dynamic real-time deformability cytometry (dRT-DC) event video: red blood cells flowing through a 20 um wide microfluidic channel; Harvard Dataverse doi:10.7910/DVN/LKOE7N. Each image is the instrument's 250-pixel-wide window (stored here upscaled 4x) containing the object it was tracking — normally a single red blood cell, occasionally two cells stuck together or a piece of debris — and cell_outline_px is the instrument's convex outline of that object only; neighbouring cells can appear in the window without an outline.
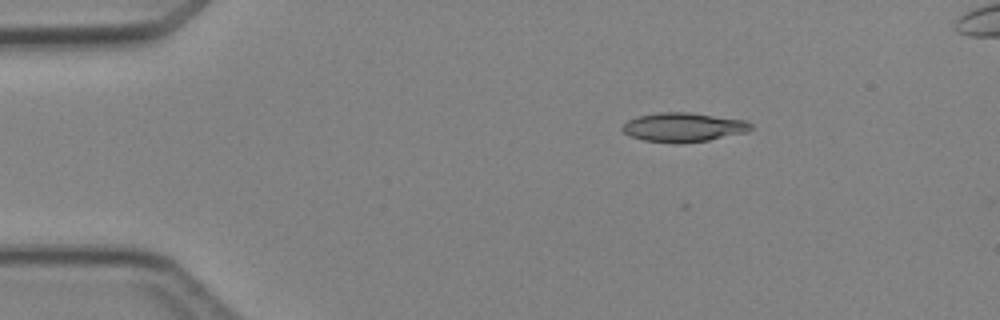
{"species": "Egyptian fruit bat (a non-hibernating species)", "species_latin": "Rousettus aegyptiacus", "temperature_condition": "cold", "stored_images_in_passage": 5, "camera_frame_rate_fps": 3000, "um_per_image_px": 0.085, "animal": {"sex": "female"}, "frame": {"image": 1, "passage_image": 2, "time_ms": 2.0, "image_size_px": [1000, 320], "cell_outline_px": [[752, 128], [748, 132], [708, 140], [680, 144], [676, 144], [644, 140], [632, 136], [624, 132], [620, 128], [628, 120], [636, 116], [660, 112], [688, 112], [748, 120], [752, 124]], "centroid_in_image_um": [58.11, 10.81], "position_along_channel_um": 26.9, "area_um2": 22.02}}
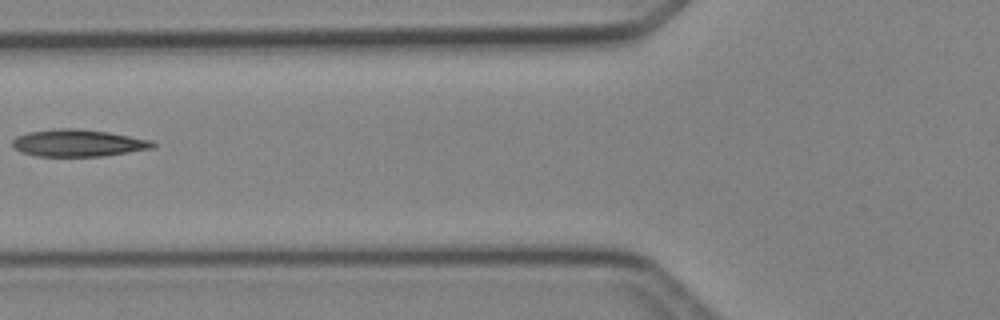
{"frame": {"image": 2, "passage_image": 5, "time_ms": 5.667, "image_size_px": [1000, 320], "cell_outline_px": [[156, 148], [100, 156], [36, 156], [20, 152], [12, 144], [12, 140], [16, 136], [28, 132], [60, 128], [76, 128], [108, 132], [152, 140], [156, 144]], "centroid_in_image_um": [6.65, 12.15], "position_along_channel_um": 119.2, "area_um2": 22.14}}